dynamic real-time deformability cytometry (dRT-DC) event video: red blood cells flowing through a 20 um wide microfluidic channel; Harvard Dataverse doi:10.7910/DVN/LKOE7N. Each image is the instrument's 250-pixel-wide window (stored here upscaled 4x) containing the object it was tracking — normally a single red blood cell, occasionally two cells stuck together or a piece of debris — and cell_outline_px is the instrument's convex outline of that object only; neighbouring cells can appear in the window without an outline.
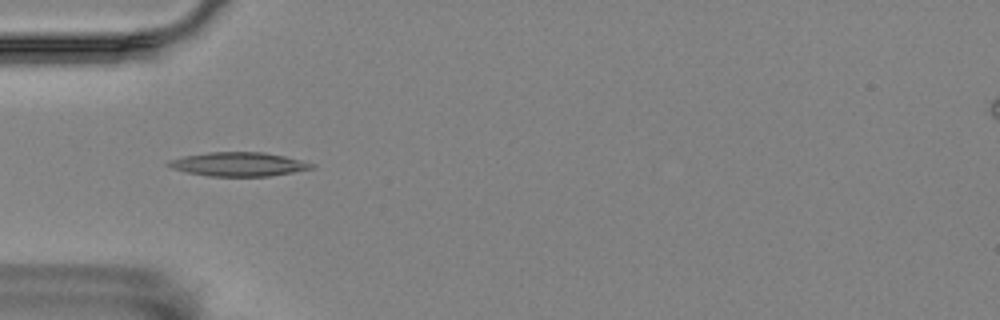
{"species": "Egyptian fruit bat (a non-hibernating species)", "species_latin": "Rousettus aegyptiacus", "temperature_condition": "room temperature", "stored_images_in_passage": 14, "camera_frame_rate_fps": 3000, "um_per_image_px": 0.085, "animal": {"sex": "female"}, "frame": {"image": 1, "passage_image": 5, "time_ms": 1.333, "image_size_px": [1000, 320], "cell_outline_px": [[316, 168], [268, 176], [208, 176], [188, 172], [172, 168], [164, 164], [168, 160], [184, 156], [208, 152], [264, 152], [284, 156], [316, 164]], "centroid_in_image_um": [20.27, 13.95], "position_along_channel_um": 64.7, "area_um2": 19.94}}
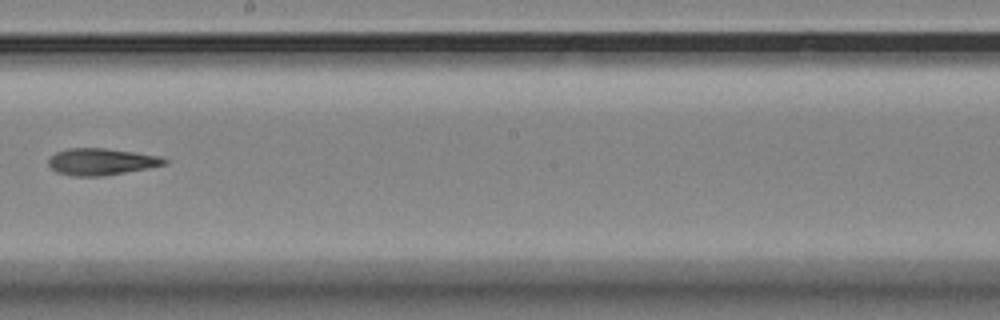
{"frame": {"image": 2, "passage_image": 9, "time_ms": 2.667, "image_size_px": [1000, 320], "cell_outline_px": [[168, 164], [148, 168], [104, 176], [72, 176], [56, 172], [48, 164], [48, 160], [56, 152], [68, 148], [104, 148], [160, 156], [168, 160]], "centroid_in_image_um": [8.61, 13.75], "position_along_channel_um": 239.6, "area_um2": 18.03}}
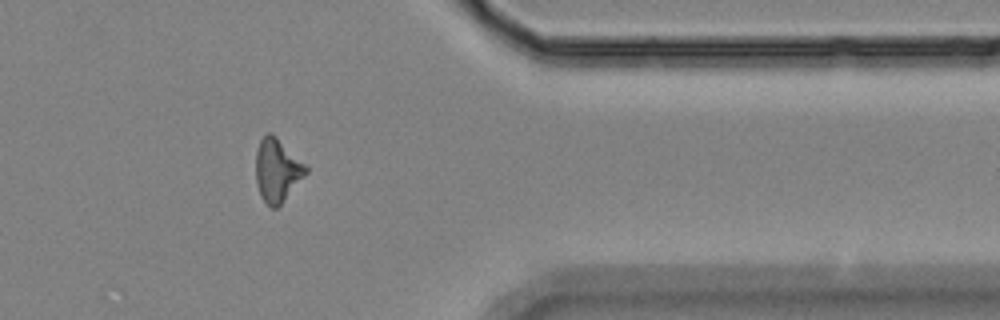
{"frame": {"image": 3, "passage_image": 13, "time_ms": 4.0, "image_size_px": [1000, 320], "cell_outline_px": [[308, 172], [280, 204], [276, 208], [272, 208], [264, 200], [260, 192], [256, 180], [256, 152], [260, 140], [268, 132], [272, 132], [308, 164]], "centroid_in_image_um": [23.59, 14.41], "position_along_channel_um": 387.8, "area_um2": 18.44}}